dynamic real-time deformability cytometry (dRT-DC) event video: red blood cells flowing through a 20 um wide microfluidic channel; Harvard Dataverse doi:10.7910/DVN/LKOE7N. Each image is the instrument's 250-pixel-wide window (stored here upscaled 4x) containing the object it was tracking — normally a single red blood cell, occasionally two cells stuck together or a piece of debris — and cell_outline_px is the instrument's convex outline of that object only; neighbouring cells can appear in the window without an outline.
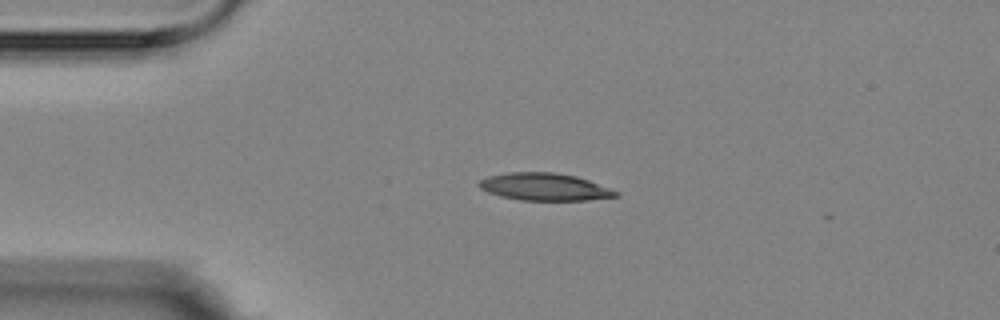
{"species": "Egyptian fruit bat (a non-hibernating species)", "species_latin": "Rousettus aegyptiacus", "temperature_condition": "room temperature", "stored_images_in_passage": 3, "camera_frame_rate_fps": 3000, "um_per_image_px": 0.085, "animal": {"sex": "female"}, "frame": {"image": 1, "passage_image": 3, "time_ms": 2.333, "image_size_px": [1000, 320], "cell_outline_px": [[620, 196], [588, 200], [520, 200], [500, 196], [488, 192], [480, 188], [476, 184], [480, 180], [488, 176], [508, 172], [552, 172], [576, 176], [612, 188], [620, 192]], "centroid_in_image_um": [46.3, 15.88], "position_along_channel_um": 38.7, "area_um2": 21.96}}